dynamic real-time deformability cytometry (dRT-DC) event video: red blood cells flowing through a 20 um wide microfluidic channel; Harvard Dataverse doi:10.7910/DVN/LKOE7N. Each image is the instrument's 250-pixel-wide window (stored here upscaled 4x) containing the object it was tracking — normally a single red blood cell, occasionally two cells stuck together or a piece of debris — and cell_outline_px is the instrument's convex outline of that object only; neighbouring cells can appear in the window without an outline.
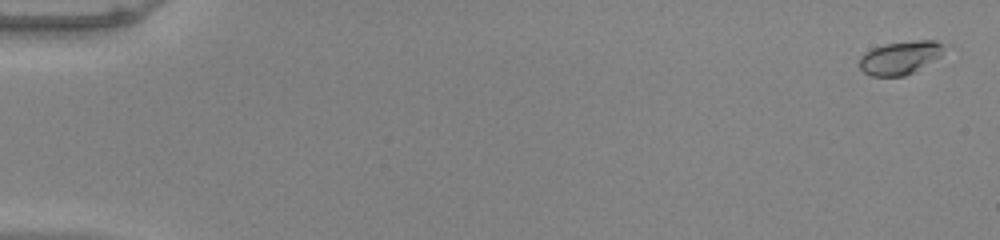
{"species": "common noctule bat (a hibernating species)", "species_latin": "Nyctalus noctula", "temperature_condition": "warm", "stored_images_in_passage": 54, "camera_frame_rate_fps": 3000, "um_per_image_px": 0.085, "animal": {"sex": "male", "body_mass_g": 20.0, "forearm_length_mm": 53.3}, "frame": {"image": 1, "passage_image": 2, "time_ms": 0.333, "image_size_px": [1000, 240], "cell_outline_px": [[944, 48], [940, 56], [912, 72], [904, 76], [872, 76], [864, 72], [860, 68], [860, 56], [864, 52], [872, 48], [884, 44], [916, 40], [936, 40], [944, 44]], "centroid_in_image_um": [76.48, 4.89], "position_along_channel_um": 8.5, "area_um2": 16.24}}
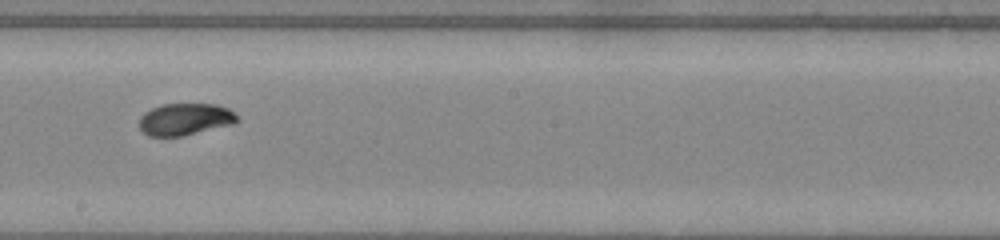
{"frame": {"image": 2, "passage_image": 32, "time_ms": 10.333, "image_size_px": [1000, 240], "cell_outline_px": [[240, 120], [232, 124], [184, 136], [148, 136], [140, 128], [140, 116], [144, 112], [160, 104], [216, 104], [228, 108]], "centroid_in_image_um": [15.72, 10.13], "position_along_channel_um": 232.5, "area_um2": 18.21}}
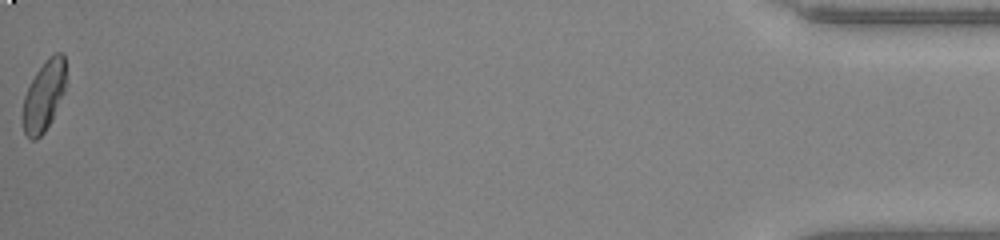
{"frame": {"image": 3, "passage_image": 54, "time_ms": 17.667, "image_size_px": [1000, 240], "cell_outline_px": [[64, 92], [44, 132], [36, 140], [32, 140], [24, 132], [20, 116], [24, 96], [36, 72], [44, 60], [48, 56], [56, 52], [60, 52], [64, 56]], "centroid_in_image_um": [3.67, 8.15], "position_along_channel_um": 431.5, "area_um2": 17.51}, "authors_computed_cell_mechanics": {"area_um2": 18.0914, "velocity_mm_per_s": 3.9664, "shape_relaxation_time_tau1_ms": 5.1647, "shape_relaxation_time_tau2_ms": 1.0006, "deformation_change_tau1": 0.1675, "deformation_change_tau2": 0.0357}}